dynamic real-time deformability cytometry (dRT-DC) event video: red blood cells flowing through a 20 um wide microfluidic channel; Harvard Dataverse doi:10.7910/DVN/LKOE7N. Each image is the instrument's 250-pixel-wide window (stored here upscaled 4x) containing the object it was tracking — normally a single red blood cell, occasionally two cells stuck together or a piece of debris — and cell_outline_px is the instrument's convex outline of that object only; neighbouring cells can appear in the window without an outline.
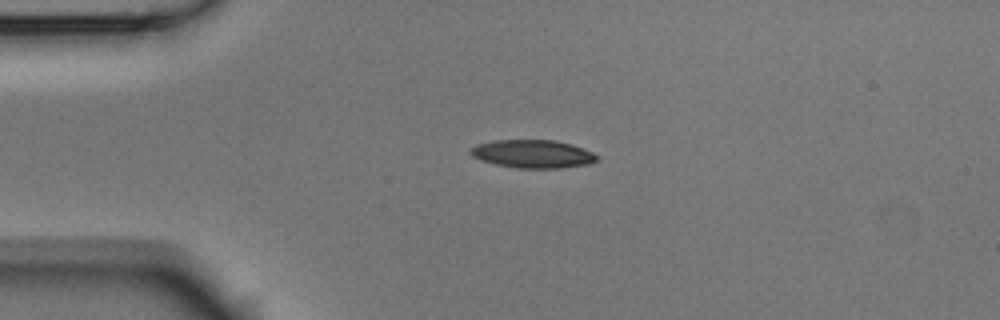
{"species": "Egyptian fruit bat (a non-hibernating species)", "species_latin": "Rousettus aegyptiacus", "temperature_condition": "room temperature", "stored_images_in_passage": 3, "camera_frame_rate_fps": 3000, "um_per_image_px": 0.085, "animal": {"sex": "male"}, "frame": {"image": 1, "passage_image": 1, "time_ms": 0.0, "image_size_px": [1000, 320], "cell_outline_px": [[596, 160], [588, 164], [560, 168], [516, 168], [496, 164], [480, 160], [472, 156], [468, 152], [476, 144], [496, 140], [556, 140], [572, 144], [592, 152], [596, 156]], "centroid_in_image_um": [45.25, 13.08], "position_along_channel_um": 39.8, "area_um2": 20.63}}
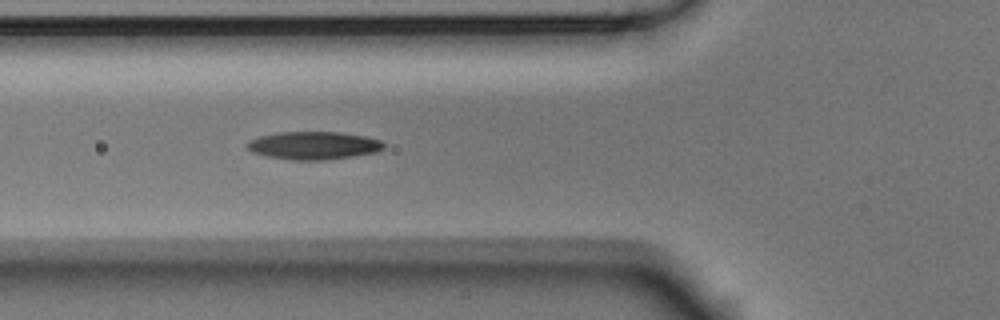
{"frame": {"image": 2, "passage_image": 3, "time_ms": 0.667, "image_size_px": [1000, 320], "cell_outline_px": [[384, 148], [376, 152], [352, 156], [320, 160], [292, 160], [268, 156], [252, 152], [244, 144], [248, 140], [260, 136], [276, 132], [340, 132], [364, 136], [380, 140], [384, 144]], "centroid_in_image_um": [26.61, 12.36], "position_along_channel_um": 99.2, "area_um2": 22.14}}